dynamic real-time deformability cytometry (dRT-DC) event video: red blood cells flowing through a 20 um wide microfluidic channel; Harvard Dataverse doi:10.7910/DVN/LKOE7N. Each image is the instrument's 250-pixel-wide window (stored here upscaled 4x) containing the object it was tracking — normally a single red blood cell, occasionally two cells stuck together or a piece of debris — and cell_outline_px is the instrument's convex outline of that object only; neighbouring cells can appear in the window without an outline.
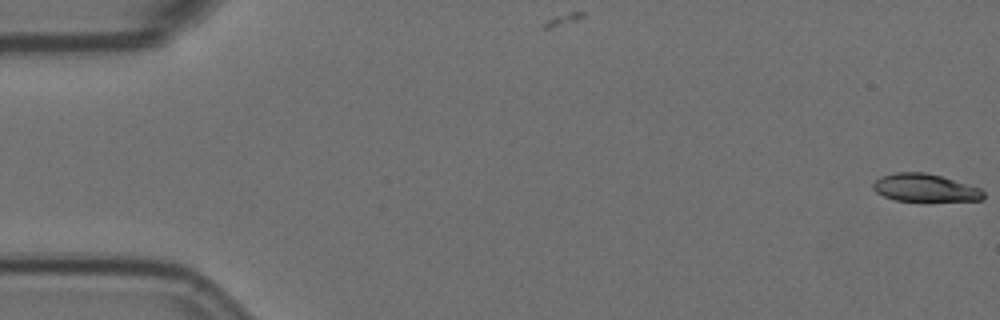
{"species": "Egyptian fruit bat (a non-hibernating species)", "species_latin": "Rousettus aegyptiacus", "temperature_condition": "room temperature", "stored_images_in_passage": 58, "camera_frame_rate_fps": 3000, "um_per_image_px": 0.085, "animal": {"sex": "female"}, "frame": {"image": 1, "passage_image": 1, "time_ms": 0.0, "image_size_px": [1000, 320], "cell_outline_px": [[984, 200], [896, 200], [884, 196], [876, 192], [872, 188], [872, 184], [880, 176], [896, 172], [924, 172], [940, 176], [968, 184], [980, 188], [984, 192]], "centroid_in_image_um": [78.6, 15.95], "position_along_channel_um": 6.4, "area_um2": 17.57}}
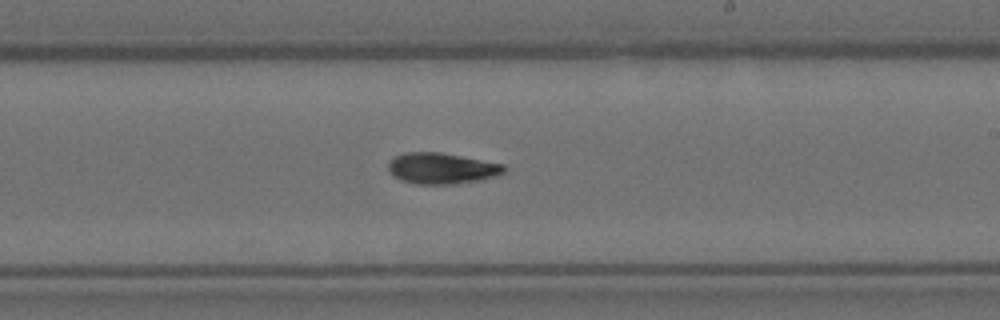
{"frame": {"image": 2, "passage_image": 34, "time_ms": 11.0, "image_size_px": [1000, 320], "cell_outline_px": [[504, 172], [496, 176], [480, 180], [456, 184], [416, 184], [400, 180], [392, 176], [388, 172], [388, 160], [392, 156], [404, 152], [440, 152], [504, 164]], "centroid_in_image_um": [37.47, 14.31], "position_along_channel_um": 251.5, "area_um2": 21.21}}
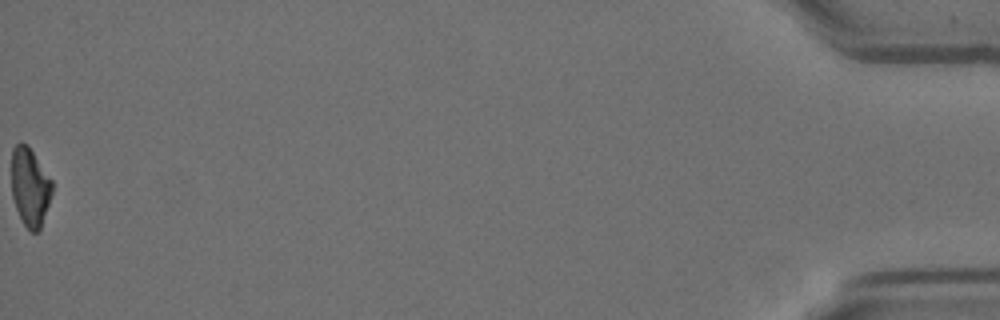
{"frame": {"image": 3, "passage_image": 58, "time_ms": 19.0, "image_size_px": [1000, 320], "cell_outline_px": [[52, 192], [40, 228], [36, 232], [32, 232], [24, 224], [16, 208], [12, 196], [12, 148], [20, 140], [28, 144], [52, 180]], "centroid_in_image_um": [2.54, 15.83], "position_along_channel_um": 432.7, "area_um2": 18.44}, "authors_computed_cell_mechanics": {"area_um2": 20.1144, "velocity_mm_per_s": 3.5677, "shape_relaxation_time_tau1_ms": 7.6959, "shape_relaxation_time_tau2_ms": null, "deformation_change_tau1": 0.2063, "deformation_change_tau2": null}}